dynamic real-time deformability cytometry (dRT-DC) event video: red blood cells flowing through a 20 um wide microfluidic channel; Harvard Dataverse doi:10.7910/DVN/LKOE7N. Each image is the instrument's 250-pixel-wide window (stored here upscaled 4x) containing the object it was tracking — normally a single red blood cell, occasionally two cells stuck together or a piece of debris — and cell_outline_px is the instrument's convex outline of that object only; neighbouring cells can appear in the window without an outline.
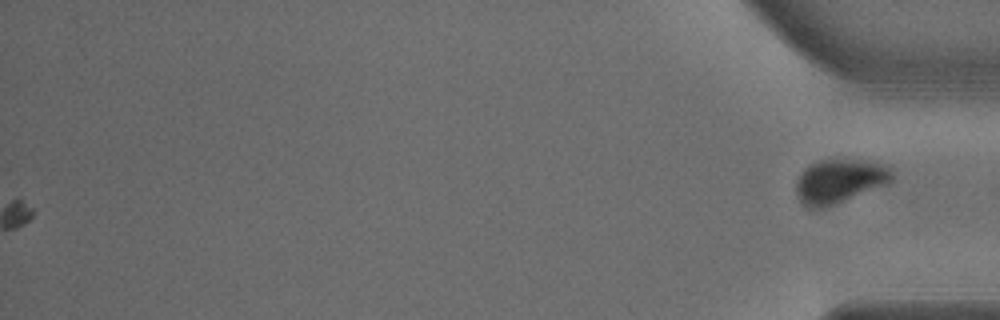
{"species": "common noctule bat (a hibernating species)", "species_latin": "Nyctalus noctula", "temperature_condition": "warm", "stored_images_in_passage": 54, "camera_frame_rate_fps": 3000, "um_per_image_px": 0.085, "animal": {"sex": "male", "body_mass_g": 18.8}, "frame": {"image": 1, "passage_image": 54, "time_ms": 17.667, "image_size_px": [1000, 320], "cell_outline_px": [[892, 180], [888, 184], [824, 208], [808, 208], [800, 200], [796, 192], [796, 184], [800, 176], [812, 164], [820, 160], [836, 156], [876, 160], [892, 168]], "centroid_in_image_um": [71.43, 15.33], "position_along_channel_um": 363.8, "area_um2": 25.2}}